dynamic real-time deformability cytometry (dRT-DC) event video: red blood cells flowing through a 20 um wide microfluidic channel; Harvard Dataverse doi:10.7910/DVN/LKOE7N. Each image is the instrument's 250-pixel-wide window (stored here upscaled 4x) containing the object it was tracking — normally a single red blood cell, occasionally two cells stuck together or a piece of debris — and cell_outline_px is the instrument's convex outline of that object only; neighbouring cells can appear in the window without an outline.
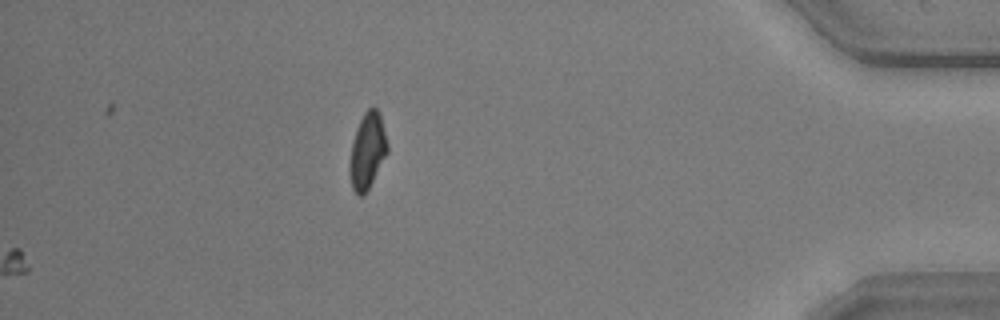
{"species": "common noctule bat (a hibernating species)", "species_latin": "Nyctalus noctula", "temperature_condition": "warm", "stored_images_in_passage": 46, "camera_frame_rate_fps": 3000, "um_per_image_px": 0.085, "animal": {"sex": "male", "body_mass_g": 20.5, "forearm_length_mm": 52.5}, "frame": {"image": 1, "passage_image": 46, "time_ms": 15.0, "image_size_px": [1000, 320], "cell_outline_px": [[388, 152], [368, 188], [360, 196], [352, 188], [348, 172], [348, 168], [352, 144], [356, 128], [364, 112], [368, 108], [376, 108], [380, 112], [388, 144]], "centroid_in_image_um": [31.22, 12.79], "position_along_channel_um": 404.0, "area_um2": 16.59}}